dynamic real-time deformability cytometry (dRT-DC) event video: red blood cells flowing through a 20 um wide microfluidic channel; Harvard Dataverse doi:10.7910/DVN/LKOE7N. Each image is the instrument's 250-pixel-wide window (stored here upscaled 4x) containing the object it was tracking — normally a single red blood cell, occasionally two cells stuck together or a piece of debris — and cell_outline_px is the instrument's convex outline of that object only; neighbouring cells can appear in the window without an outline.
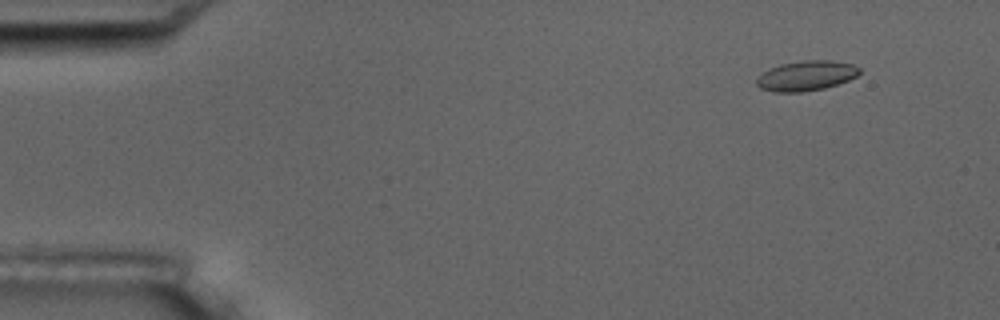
{"species": "common noctule bat (a hibernating species)", "species_latin": "Nyctalus noctula", "temperature_condition": "room temperature", "stored_images_in_passage": 4, "camera_frame_rate_fps": 3000, "um_per_image_px": 0.085, "animal": {"sex": "male", "body_mass_g": 17.5, "forearm_length_mm": 52.3}, "frame": {"image": 1, "passage_image": 1, "time_ms": 0.0, "image_size_px": [1000, 320], "cell_outline_px": [[860, 72], [856, 76], [848, 80], [824, 88], [800, 92], [772, 92], [760, 88], [756, 84], [756, 80], [768, 68], [780, 64], [804, 60], [832, 60], [852, 64], [860, 68]], "centroid_in_image_um": [68.51, 6.43], "position_along_channel_um": 16.5, "area_um2": 17.92}}
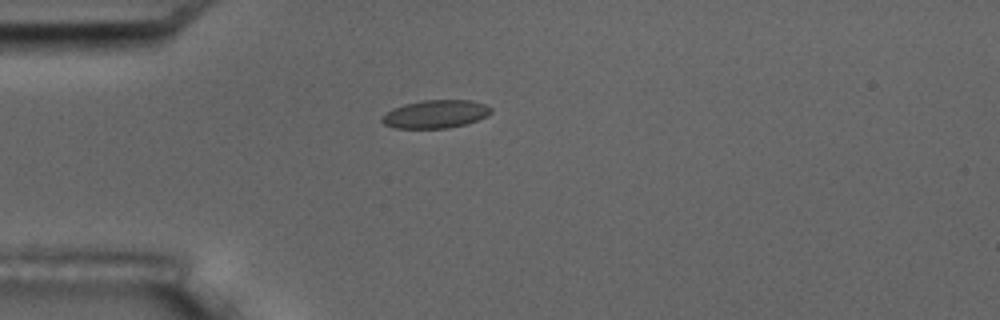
{"frame": {"image": 2, "passage_image": 4, "time_ms": 3.333, "image_size_px": [1000, 320], "cell_outline_px": [[492, 112], [488, 116], [464, 124], [448, 128], [396, 128], [384, 124], [380, 120], [380, 116], [392, 108], [404, 104], [424, 100], [472, 100], [484, 104], [492, 108]], "centroid_in_image_um": [37.0, 9.69], "position_along_channel_um": 48.0, "area_um2": 17.92}}